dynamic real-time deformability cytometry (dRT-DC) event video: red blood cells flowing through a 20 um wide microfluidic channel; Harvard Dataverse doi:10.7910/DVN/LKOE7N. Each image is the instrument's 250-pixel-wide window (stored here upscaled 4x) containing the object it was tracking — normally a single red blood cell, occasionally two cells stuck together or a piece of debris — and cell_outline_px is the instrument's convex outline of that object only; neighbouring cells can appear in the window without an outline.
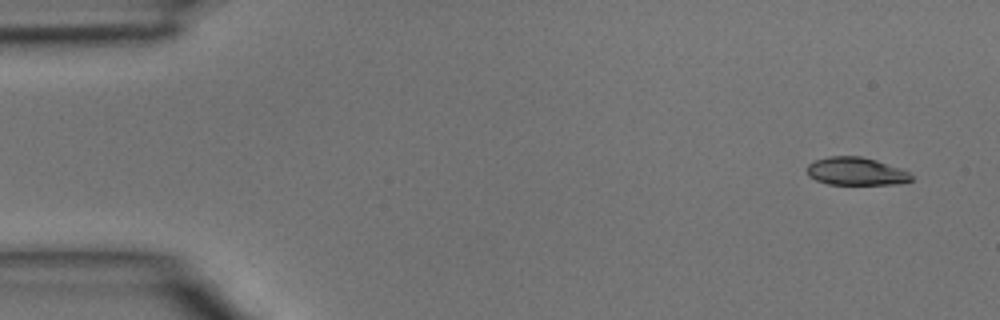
{"species": "common noctule bat (a hibernating species)", "species_latin": "Nyctalus noctula", "temperature_condition": "room temperature", "stored_images_in_passage": 4, "camera_frame_rate_fps": 3000, "um_per_image_px": 0.085, "animal": {"sex": "male", "body_mass_g": 15.6}, "frame": {"image": 1, "passage_image": 1, "time_ms": 0.0, "image_size_px": [1000, 320], "cell_outline_px": [[912, 180], [900, 184], [828, 184], [816, 180], [808, 176], [808, 164], [816, 160], [828, 156], [860, 156], [876, 160], [900, 168], [908, 172], [912, 176]], "centroid_in_image_um": [72.76, 14.56], "position_along_channel_um": 12.2, "area_um2": 16.88}}
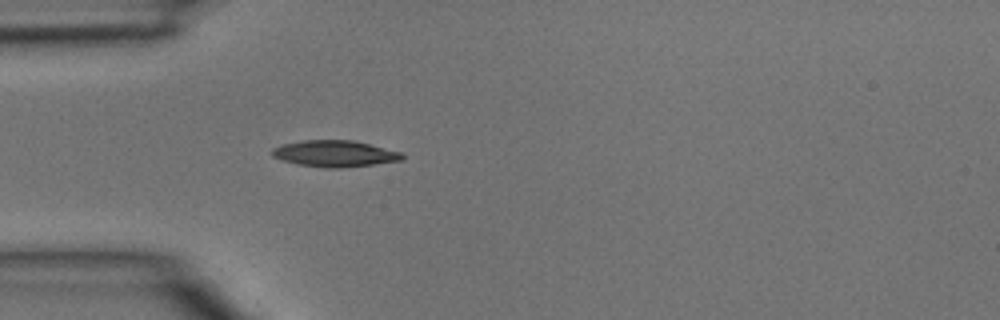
{"frame": {"image": 2, "passage_image": 4, "time_ms": 1.0, "image_size_px": [1000, 320], "cell_outline_px": [[404, 160], [340, 168], [324, 168], [300, 164], [284, 160], [272, 156], [272, 148], [284, 144], [304, 140], [352, 140], [400, 152], [404, 156]], "centroid_in_image_um": [28.45, 13.06], "position_along_channel_um": 56.5, "area_um2": 19.65}}